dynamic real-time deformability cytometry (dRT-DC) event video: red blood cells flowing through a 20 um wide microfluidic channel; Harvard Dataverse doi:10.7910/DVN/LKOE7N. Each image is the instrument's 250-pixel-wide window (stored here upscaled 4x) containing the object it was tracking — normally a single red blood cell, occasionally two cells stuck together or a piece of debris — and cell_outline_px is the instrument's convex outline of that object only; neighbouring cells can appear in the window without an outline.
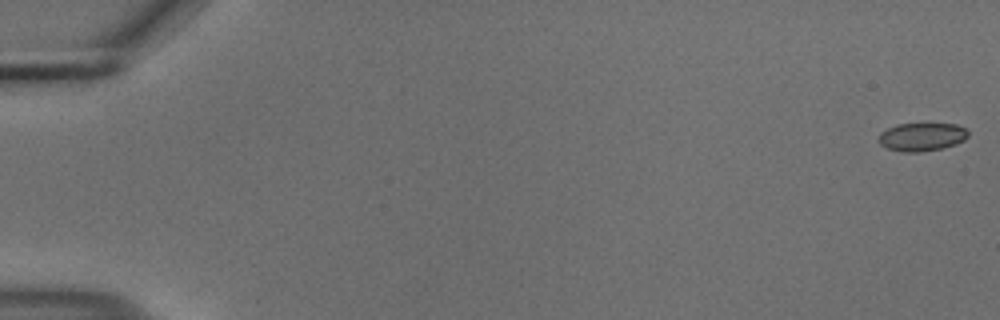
{"species": "common noctule bat (a hibernating species)", "species_latin": "Nyctalus noctula", "temperature_condition": "cold", "stored_images_in_passage": 56, "camera_frame_rate_fps": 3000, "um_per_image_px": 0.085, "animal": {"sex": "male", "body_mass_g": 18.8}, "frame": {"image": 1, "passage_image": 1, "time_ms": 0.0, "image_size_px": [1000, 320], "cell_outline_px": [[968, 136], [964, 140], [956, 144], [940, 148], [920, 152], [900, 152], [888, 148], [880, 144], [880, 132], [896, 124], [956, 124], [968, 128]], "centroid_in_image_um": [78.38, 11.63], "position_along_channel_um": 6.6, "area_um2": 14.68}}
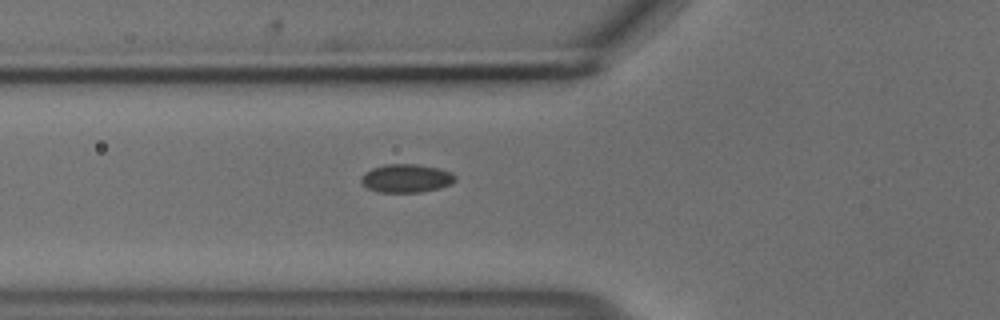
{"frame": {"image": 2, "passage_image": 21, "time_ms": 6.667, "image_size_px": [1000, 320], "cell_outline_px": [[456, 180], [452, 184], [440, 188], [420, 192], [380, 192], [368, 188], [360, 180], [360, 176], [364, 172], [372, 168], [384, 164], [416, 164], [440, 168], [452, 172], [456, 176]], "centroid_in_image_um": [34.56, 15.14], "position_along_channel_um": 91.2, "area_um2": 15.72}}
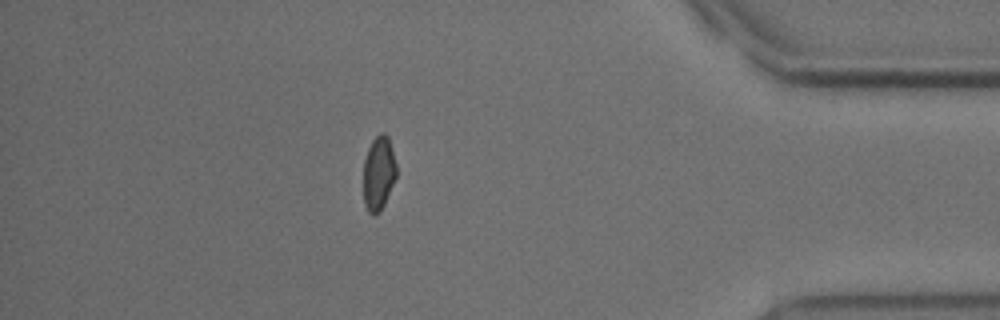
{"frame": {"image": 3, "passage_image": 49, "time_ms": 16.0, "image_size_px": [1000, 320], "cell_outline_px": [[396, 176], [384, 204], [380, 212], [372, 216], [368, 212], [364, 204], [364, 160], [368, 148], [372, 140], [380, 132], [384, 132], [388, 136], [396, 164]], "centroid_in_image_um": [32.17, 14.72], "position_along_channel_um": 403.0, "area_um2": 14.22}, "authors_computed_cell_mechanics": {"area_um2": 15.2014, "velocity_mm_per_s": 3.7071, "shape_relaxation_time_tau1_ms": 7.1201, "shape_relaxation_time_tau2_ms": 2.9405, "deformation_change_tau1": 0.094, "deformation_change_tau2": 0.0582}}